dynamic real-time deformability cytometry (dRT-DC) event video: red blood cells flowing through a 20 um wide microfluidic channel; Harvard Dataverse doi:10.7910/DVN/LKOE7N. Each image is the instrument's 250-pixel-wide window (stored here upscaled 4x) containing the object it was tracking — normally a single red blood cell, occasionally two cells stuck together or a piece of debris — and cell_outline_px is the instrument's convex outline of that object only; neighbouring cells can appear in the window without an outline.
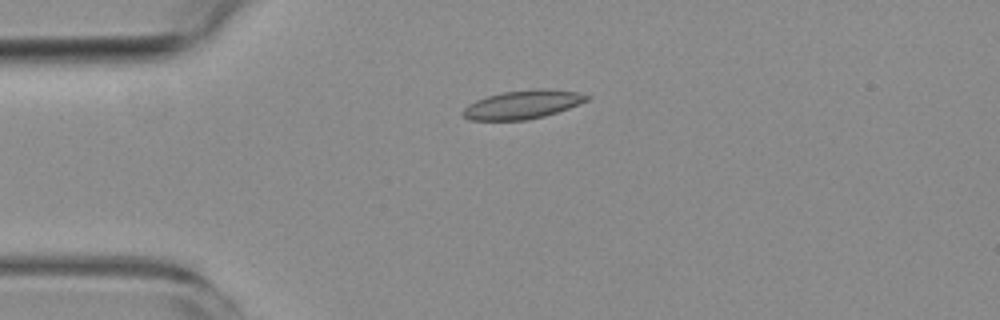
{"species": "common noctule bat (a hibernating species)", "species_latin": "Nyctalus noctula", "temperature_condition": "room temperature", "stored_images_in_passage": 2, "camera_frame_rate_fps": 3000, "um_per_image_px": 0.085, "animal": {"sex": "female", "body_mass_g": 19.3, "forearm_length_mm": 54.1}, "frame": {"image": 1, "passage_image": 1, "time_ms": 0.0, "image_size_px": [1000, 320], "cell_outline_px": [[592, 96], [588, 100], [568, 108], [544, 116], [524, 120], [468, 120], [460, 112], [468, 104], [476, 100], [488, 96], [504, 92], [536, 88], [544, 88], [576, 92]], "centroid_in_image_um": [44.4, 8.88], "position_along_channel_um": 40.6, "area_um2": 20.52}}